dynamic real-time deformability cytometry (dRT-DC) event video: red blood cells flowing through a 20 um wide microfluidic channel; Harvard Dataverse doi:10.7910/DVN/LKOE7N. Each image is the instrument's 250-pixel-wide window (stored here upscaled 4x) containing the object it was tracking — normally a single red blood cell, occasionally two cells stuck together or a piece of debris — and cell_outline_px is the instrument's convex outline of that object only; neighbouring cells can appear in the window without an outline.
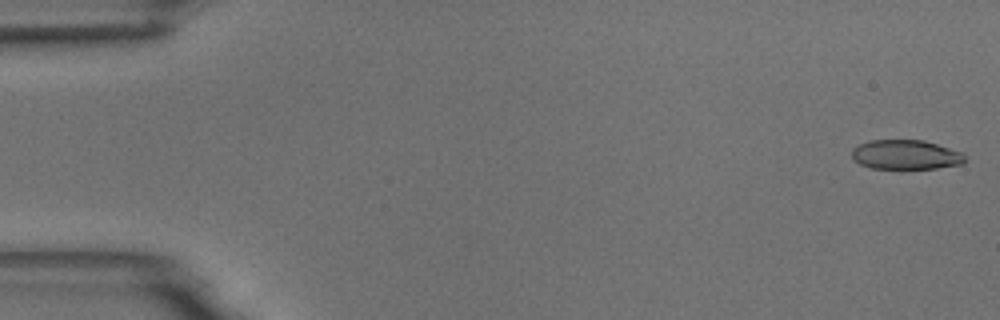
{"species": "common noctule bat (a hibernating species)", "species_latin": "Nyctalus noctula", "temperature_condition": "room temperature", "stored_images_in_passage": 55, "camera_frame_rate_fps": 3000, "um_per_image_px": 0.085, "animal": {"sex": "male", "body_mass_g": 18.8}, "frame": {"image": 1, "passage_image": 1, "time_ms": 0.0, "image_size_px": [1000, 320], "cell_outline_px": [[968, 160], [964, 164], [936, 168], [872, 168], [860, 164], [852, 156], [852, 148], [860, 144], [872, 140], [924, 140], [964, 152]], "centroid_in_image_um": [77.07, 13.14], "position_along_channel_um": 7.9, "area_um2": 19.54}}
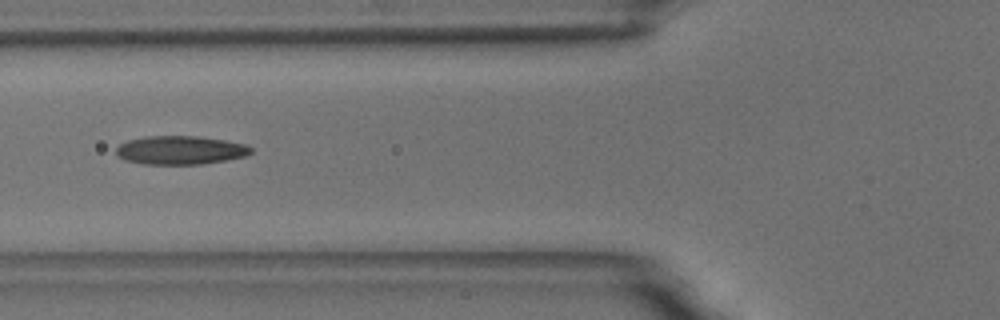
{"frame": {"image": 2, "passage_image": 21, "time_ms": 6.667, "image_size_px": [1000, 320], "cell_outline_px": [[252, 152], [244, 156], [224, 160], [200, 164], [144, 164], [124, 160], [116, 156], [116, 148], [120, 144], [128, 140], [144, 136], [200, 136], [224, 140], [244, 144], [252, 148]], "centroid_in_image_um": [15.28, 12.76], "position_along_channel_um": 110.5, "area_um2": 22.43}}
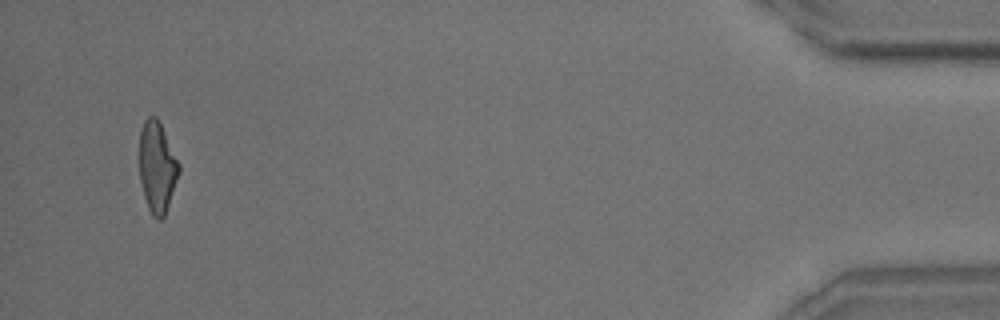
{"frame": {"image": 3, "passage_image": 53, "time_ms": 17.333, "image_size_px": [1000, 320], "cell_outline_px": [[180, 172], [164, 216], [160, 220], [156, 220], [152, 216], [148, 208], [144, 196], [140, 180], [140, 132], [144, 120], [148, 116], [156, 116], [160, 120], [180, 164]], "centroid_in_image_um": [13.37, 14.18], "position_along_channel_um": 421.8, "area_um2": 21.1}, "authors_computed_cell_mechanics": {"area_um2": 21.5594, "velocity_mm_per_s": 3.6578, "shape_relaxation_time_tau1_ms": null, "shape_relaxation_time_tau2_ms": 2.1289, "deformation_change_tau1": null, "deformation_change_tau2": 0.1119}}